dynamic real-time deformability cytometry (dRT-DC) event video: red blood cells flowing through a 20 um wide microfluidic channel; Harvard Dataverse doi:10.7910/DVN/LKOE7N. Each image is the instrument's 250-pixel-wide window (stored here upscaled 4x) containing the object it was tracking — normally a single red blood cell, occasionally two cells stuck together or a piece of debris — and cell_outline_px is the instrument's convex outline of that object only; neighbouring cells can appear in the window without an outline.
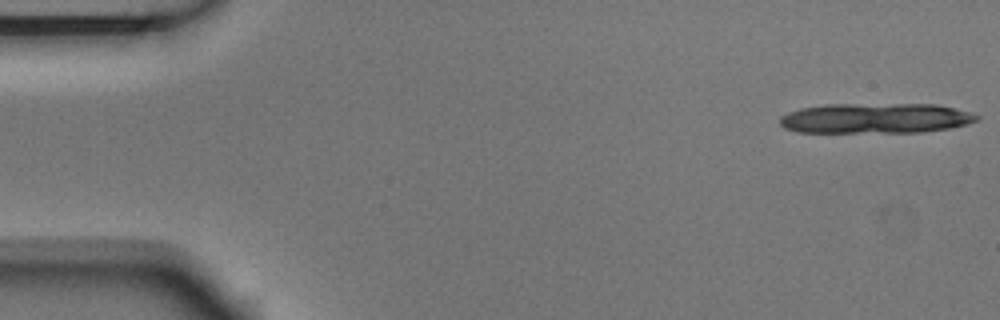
{"species": "Egyptian fruit bat (a non-hibernating species)", "species_latin": "Rousettus aegyptiacus", "temperature_condition": "room temperature", "stored_images_in_passage": 6, "segment_of_instrument_passage": [1, 2], "camera_frame_rate_fps": 3000, "um_per_image_px": 0.085, "animal": {"sex": "male"}, "frame": {"image": 1, "passage_image": 1, "time_ms": 0.0, "image_size_px": [1000, 320], "cell_outline_px": [[980, 120], [968, 124], [948, 128], [920, 132], [796, 132], [784, 128], [780, 124], [780, 116], [788, 112], [800, 108], [828, 104], [940, 104], [972, 112], [980, 116]], "centroid_in_image_um": [74.45, 10.04], "position_along_channel_um": 10.5, "area_um2": 34.97}}